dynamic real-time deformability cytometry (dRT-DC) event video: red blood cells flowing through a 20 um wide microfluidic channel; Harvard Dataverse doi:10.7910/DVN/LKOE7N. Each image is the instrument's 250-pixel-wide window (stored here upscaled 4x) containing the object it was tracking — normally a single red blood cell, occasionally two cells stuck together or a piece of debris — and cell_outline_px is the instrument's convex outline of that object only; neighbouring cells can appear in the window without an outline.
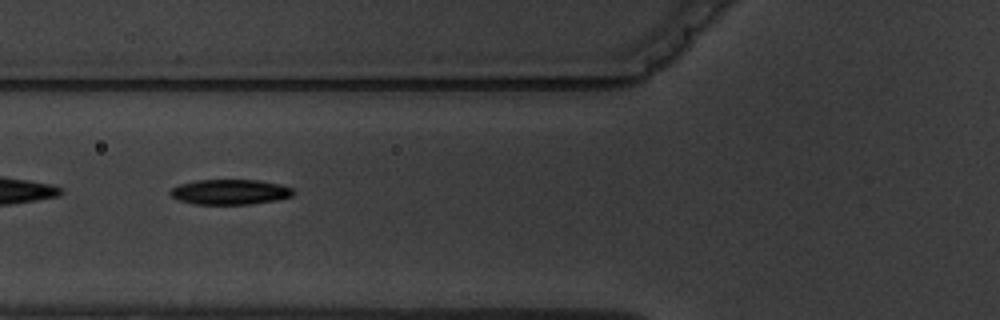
{"species": "common noctule bat (a hibernating species)", "species_latin": "Nyctalus noctula", "temperature_condition": "warm", "stored_images_in_passage": 11, "camera_frame_rate_fps": 3000, "um_per_image_px": 0.085, "animal": {"sex": "male", "body_mass_g": 19.5, "forearm_length_mm": 54.6}, "frame": {"image": 1, "passage_image": 4, "time_ms": 4.667, "image_size_px": [1000, 320], "cell_outline_px": [[292, 196], [276, 200], [248, 204], [192, 204], [180, 200], [172, 196], [168, 192], [172, 188], [180, 184], [196, 180], [256, 180], [280, 184], [292, 188]], "centroid_in_image_um": [19.52, 16.31], "position_along_channel_um": 106.3, "area_um2": 17.86}}
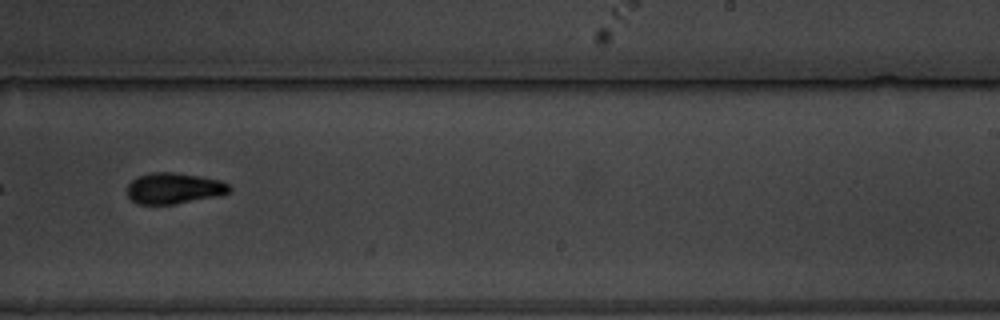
{"frame": {"image": 2, "passage_image": 8, "time_ms": 9.333, "image_size_px": [1000, 320], "cell_outline_px": [[232, 188], [228, 192], [212, 196], [176, 204], [136, 204], [128, 196], [128, 184], [136, 176], [152, 172], [172, 172], [200, 176], [220, 180], [228, 184]], "centroid_in_image_um": [14.73, 15.99], "position_along_channel_um": 274.3, "area_um2": 18.26}, "authors_computed_cell_mechanics": {"area_um2": 18.6116, "velocity_mm_per_s": 3.5926, "shape_relaxation_time_tau1_ms": 4.4781, "shape_relaxation_time_tau2_ms": 8.8957, "deformation_change_tau1": 0.2007, "deformation_change_tau2": 0.1646}}